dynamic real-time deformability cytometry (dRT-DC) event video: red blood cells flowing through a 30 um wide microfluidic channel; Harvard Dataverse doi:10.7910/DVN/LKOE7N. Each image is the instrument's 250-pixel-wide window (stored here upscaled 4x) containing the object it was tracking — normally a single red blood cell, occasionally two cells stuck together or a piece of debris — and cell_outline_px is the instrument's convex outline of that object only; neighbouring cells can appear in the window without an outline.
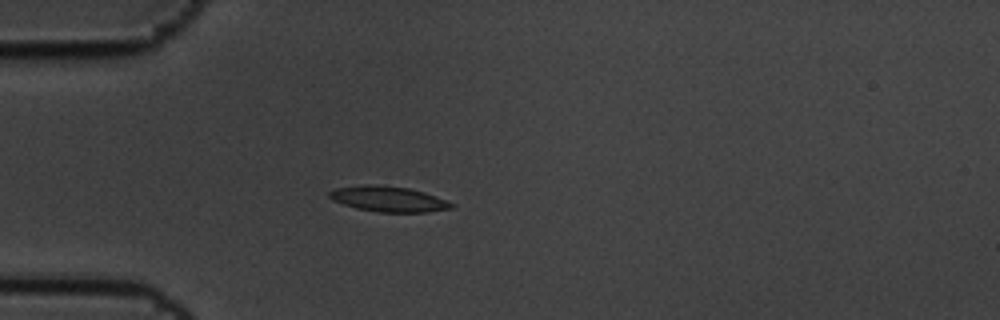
{"species": "common noctule bat (a hibernating species)", "species_latin": "Nyctalus noctula", "temperature_condition": "cold", "stored_images_in_passage": 4, "camera_frame_rate_fps": 3000, "um_per_image_px": 0.085, "animal": {"sex": "male", "body_mass_g": 19.5, "forearm_length_mm": 54.6}, "frame": {"image": 1, "passage_image": 4, "time_ms": 1.0, "image_size_px": [1000, 320], "cell_outline_px": [[456, 204], [452, 208], [428, 212], [376, 212], [356, 208], [332, 200], [328, 196], [328, 192], [336, 188], [364, 184], [372, 184], [408, 188], [424, 192], [436, 196]], "centroid_in_image_um": [33.01, 16.91], "position_along_channel_um": 52.0, "area_um2": 18.15}}